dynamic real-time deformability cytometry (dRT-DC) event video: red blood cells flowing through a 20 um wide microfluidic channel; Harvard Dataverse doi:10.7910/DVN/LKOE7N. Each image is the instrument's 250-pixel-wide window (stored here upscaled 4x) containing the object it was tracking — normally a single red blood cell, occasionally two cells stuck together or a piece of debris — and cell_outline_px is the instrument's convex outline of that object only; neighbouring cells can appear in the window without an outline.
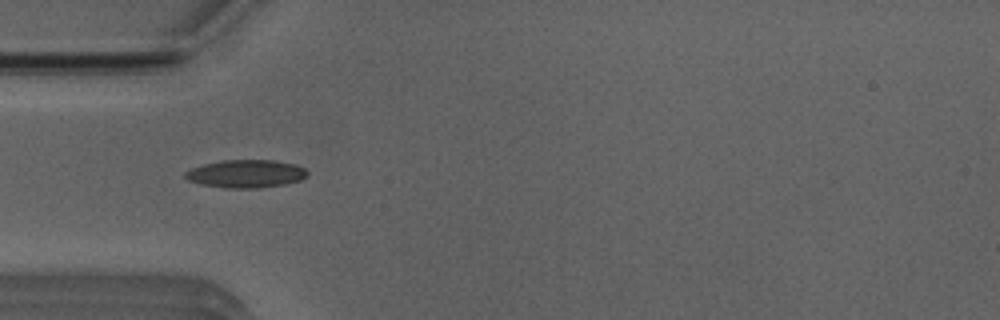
{"species": "Egyptian fruit bat (a non-hibernating species)", "species_latin": "Rousettus aegyptiacus", "temperature_condition": "room temperature", "stored_images_in_passage": 42, "camera_frame_rate_fps": 3000, "um_per_image_px": 0.085, "animal": {"sex": "male"}, "frame": {"image": 1, "passage_image": 6, "time_ms": 1.667, "image_size_px": [1000, 320], "cell_outline_px": [[308, 176], [300, 180], [284, 184], [260, 188], [224, 188], [200, 184], [188, 180], [184, 176], [184, 172], [192, 168], [204, 164], [224, 160], [272, 160], [292, 164], [304, 168], [308, 172]], "centroid_in_image_um": [20.89, 14.78], "position_along_channel_um": 64.1, "area_um2": 19.83}}
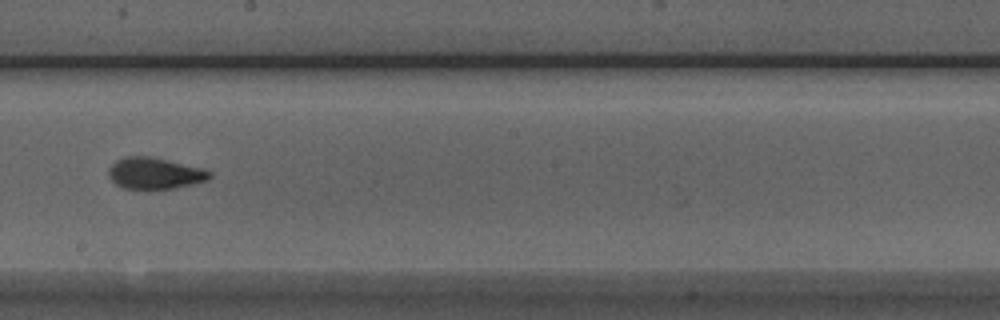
{"frame": {"image": 2, "passage_image": 19, "time_ms": 6.0, "image_size_px": [1000, 320], "cell_outline_px": [[212, 176], [208, 180], [192, 184], [172, 188], [124, 188], [116, 184], [108, 176], [108, 168], [116, 160], [124, 156], [148, 156], [204, 168], [212, 172]], "centroid_in_image_um": [13.16, 14.71], "position_along_channel_um": 235.0, "area_um2": 18.38}}
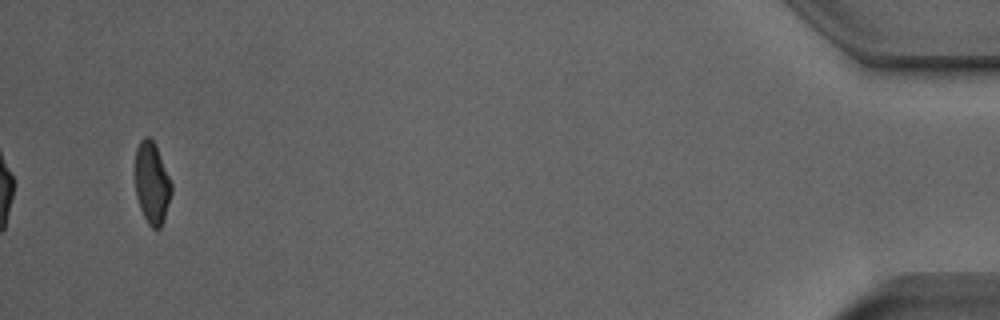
{"frame": {"image": 3, "passage_image": 40, "time_ms": 13.0, "image_size_px": [1000, 320], "cell_outline_px": [[172, 192], [164, 220], [160, 228], [152, 228], [148, 224], [140, 208], [136, 196], [136, 148], [140, 140], [144, 136], [148, 136], [152, 140], [156, 148], [172, 184]], "centroid_in_image_um": [12.91, 15.59], "position_along_channel_um": 422.3, "area_um2": 16.99}, "authors_computed_cell_mechanics": {"area_um2": 18.1492, "velocity_mm_per_s": 3.9453, "shape_relaxation_time_tau1_ms": 3.9185, "shape_relaxation_time_tau2_ms": 1.2887, "deformation_change_tau1": 0.1733, "deformation_change_tau2": 0.0783}}